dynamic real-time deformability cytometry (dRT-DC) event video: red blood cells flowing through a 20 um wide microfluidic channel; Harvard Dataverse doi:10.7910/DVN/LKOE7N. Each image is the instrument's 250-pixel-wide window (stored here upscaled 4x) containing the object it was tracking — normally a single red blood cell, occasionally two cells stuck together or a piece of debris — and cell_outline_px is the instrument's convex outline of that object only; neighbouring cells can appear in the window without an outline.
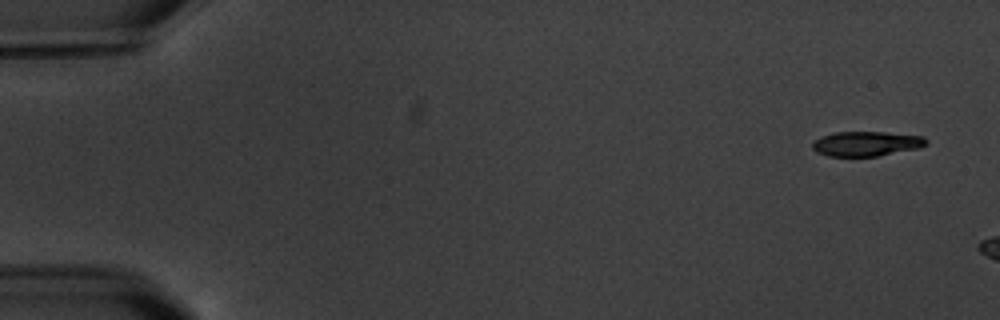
{"species": "common noctule bat (a hibernating species)", "species_latin": "Nyctalus noctula", "temperature_condition": "warm", "stored_images_in_passage": 3, "camera_frame_rate_fps": 3000, "um_per_image_px": 0.085, "animal": {"sex": "male", "body_mass_g": 20.1, "forearm_length_mm": 53.5}, "frame": {"image": 1, "passage_image": 1, "time_ms": 0.0, "image_size_px": [1000, 320], "cell_outline_px": [[928, 144], [920, 148], [876, 156], [828, 156], [816, 152], [812, 148], [812, 144], [820, 136], [836, 132], [884, 132], [924, 136], [928, 140]], "centroid_in_image_um": [73.66, 12.21], "position_along_channel_um": 11.3, "area_um2": 16.47}}